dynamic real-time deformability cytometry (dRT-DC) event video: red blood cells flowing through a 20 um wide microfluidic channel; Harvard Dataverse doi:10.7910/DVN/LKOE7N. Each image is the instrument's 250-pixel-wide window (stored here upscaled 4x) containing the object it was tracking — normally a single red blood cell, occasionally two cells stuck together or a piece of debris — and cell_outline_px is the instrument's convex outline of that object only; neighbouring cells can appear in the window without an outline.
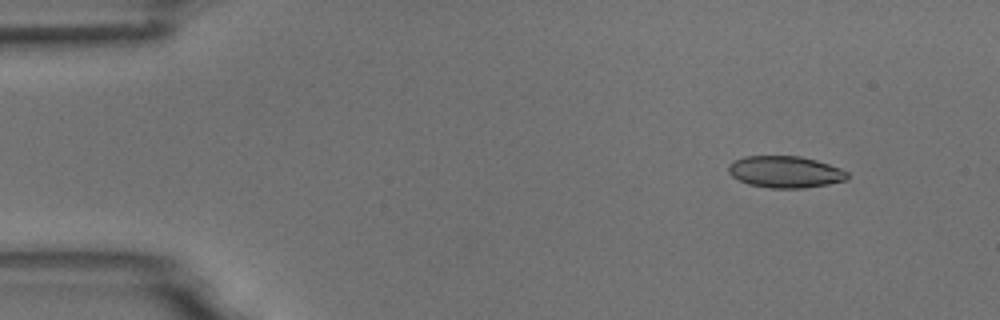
{"species": "common noctule bat (a hibernating species)", "species_latin": "Nyctalus noctula", "temperature_condition": "room temperature", "stored_images_in_passage": 9, "camera_frame_rate_fps": 3000, "um_per_image_px": 0.085, "animal": {"sex": "male", "body_mass_g": 18.8}, "frame": {"image": 1, "passage_image": 1, "time_ms": 0.0, "image_size_px": [1000, 320], "cell_outline_px": [[848, 180], [828, 184], [804, 188], [772, 188], [748, 184], [732, 176], [728, 172], [728, 164], [732, 160], [744, 156], [800, 156], [816, 160], [840, 168], [848, 172]], "centroid_in_image_um": [66.73, 14.6], "position_along_channel_um": 18.3, "area_um2": 22.08}}
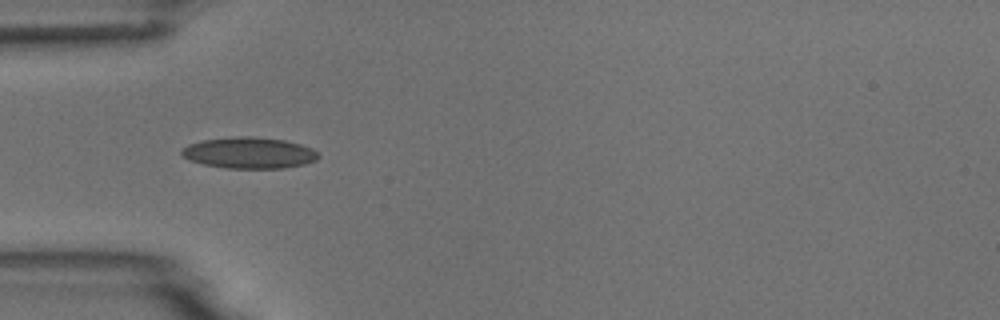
{"frame": {"image": 2, "passage_image": 4, "time_ms": 3.667, "image_size_px": [1000, 320], "cell_outline_px": [[320, 156], [316, 160], [304, 164], [284, 168], [228, 168], [204, 164], [188, 160], [180, 152], [188, 144], [204, 140], [240, 136], [252, 136], [284, 140], [300, 144], [312, 148]], "centroid_in_image_um": [21.19, 12.99], "position_along_channel_um": 63.8, "area_um2": 24.68}}
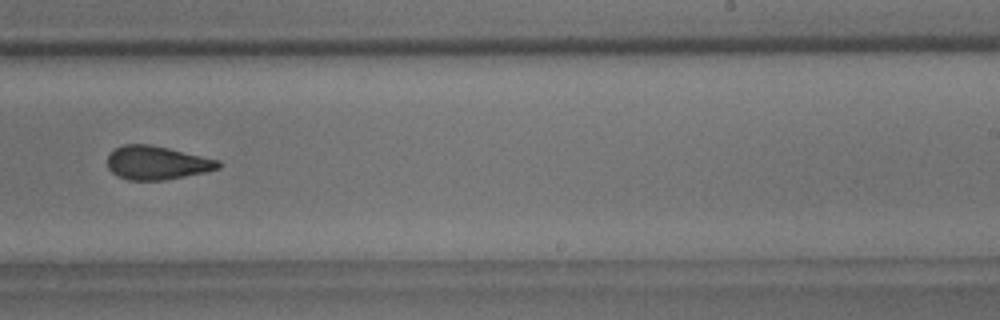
{"frame": {"image": 3, "passage_image": 9, "time_ms": 9.333, "image_size_px": [1000, 320], "cell_outline_px": [[220, 168], [204, 172], [164, 180], [128, 180], [116, 176], [108, 168], [108, 156], [116, 148], [124, 144], [148, 144], [168, 148], [220, 160]], "centroid_in_image_um": [13.32, 13.84], "position_along_channel_um": 275.7, "area_um2": 21.56}}